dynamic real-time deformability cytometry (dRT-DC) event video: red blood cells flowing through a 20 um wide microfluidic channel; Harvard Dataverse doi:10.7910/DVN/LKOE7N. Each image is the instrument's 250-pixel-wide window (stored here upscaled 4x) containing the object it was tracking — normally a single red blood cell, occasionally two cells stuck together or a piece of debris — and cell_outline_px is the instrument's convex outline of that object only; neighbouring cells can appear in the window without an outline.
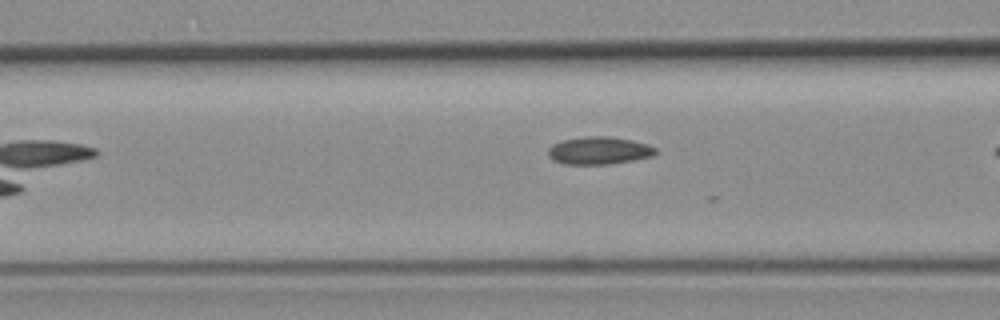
{"species": "common noctule bat (a hibernating species)", "species_latin": "Nyctalus noctula", "temperature_condition": "room temperature", "stored_images_in_passage": 15, "camera_frame_rate_fps": 3000, "um_per_image_px": 0.085, "animal": {"sex": "female", "body_mass_g": 19.3, "forearm_length_mm": 54.1}, "frame": {"image": 1, "passage_image": 6, "time_ms": 6.0, "image_size_px": [1000, 320], "cell_outline_px": [[656, 152], [652, 156], [632, 160], [608, 164], [564, 164], [552, 160], [548, 156], [548, 148], [552, 144], [564, 140], [588, 136], [608, 136], [632, 140], [656, 148]], "centroid_in_image_um": [50.87, 12.8], "position_along_channel_um": 115.7, "area_um2": 17.11}}
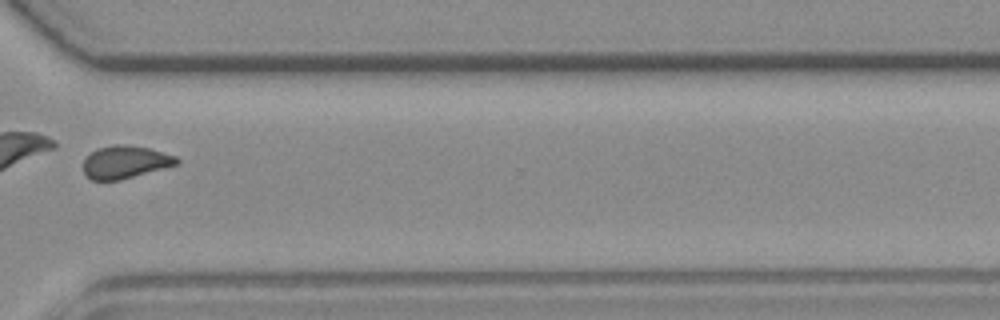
{"frame": {"image": 2, "passage_image": 12, "time_ms": 14.0, "image_size_px": [1000, 320], "cell_outline_px": [[180, 160], [176, 164], [120, 180], [92, 180], [84, 172], [84, 160], [96, 148], [116, 144], [124, 144], [148, 148], [176, 156]], "centroid_in_image_um": [10.62, 13.76], "position_along_channel_um": 360.0, "area_um2": 17.46}, "authors_computed_cell_mechanics": {"area_um2": 17.918, "velocity_mm_per_s": 2.8069, "shape_relaxation_time_tau1_ms": null, "shape_relaxation_time_tau2_ms": 7.8813, "deformation_change_tau1": null, "deformation_change_tau2": 0.1218}}